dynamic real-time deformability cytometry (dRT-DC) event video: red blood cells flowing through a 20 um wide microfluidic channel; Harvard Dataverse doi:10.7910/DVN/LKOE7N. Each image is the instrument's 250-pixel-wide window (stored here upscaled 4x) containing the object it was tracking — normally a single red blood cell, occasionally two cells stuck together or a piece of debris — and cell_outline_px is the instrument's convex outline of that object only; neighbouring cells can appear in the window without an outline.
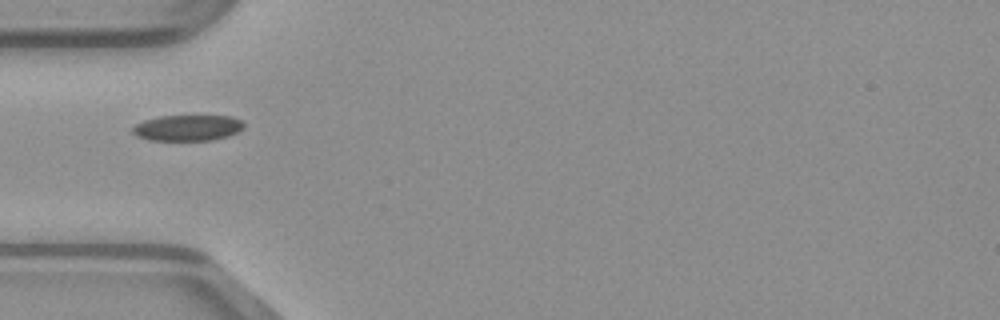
{"species": "common noctule bat (a hibernating species)", "species_latin": "Nyctalus noctula", "temperature_condition": "warm", "stored_images_in_passage": 35, "camera_frame_rate_fps": 3000, "um_per_image_px": 0.085, "animal": {"sex": "male", "body_mass_g": 23.1, "forearm_length_mm": 52.7}, "frame": {"image": 1, "passage_image": 1, "time_ms": 0.0, "image_size_px": [1000, 320], "cell_outline_px": [[244, 128], [228, 136], [212, 140], [148, 140], [136, 136], [132, 132], [132, 128], [136, 124], [144, 120], [160, 116], [232, 116], [244, 120]], "centroid_in_image_um": [15.96, 10.86], "position_along_channel_um": 69.0, "area_um2": 16.88}}
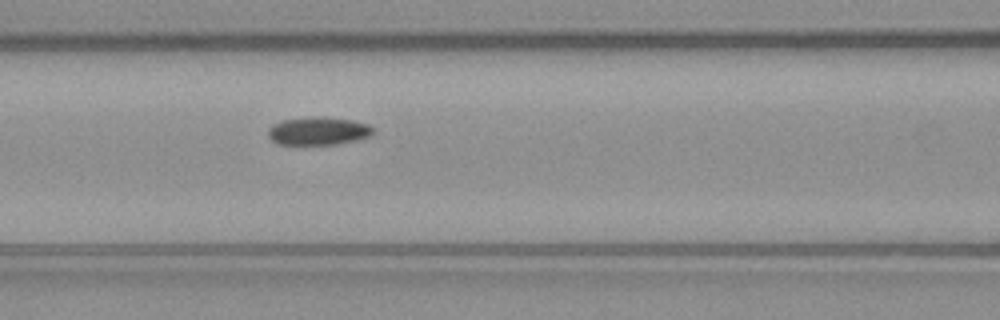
{"frame": {"image": 2, "passage_image": 6, "time_ms": 1.667, "image_size_px": [1000, 320], "cell_outline_px": [[376, 132], [372, 136], [356, 140], [336, 144], [276, 144], [268, 136], [268, 128], [272, 124], [284, 120], [312, 116], [324, 116], [352, 120], [368, 124]], "centroid_in_image_um": [27.07, 11.12], "position_along_channel_um": 139.5, "area_um2": 17.34}}